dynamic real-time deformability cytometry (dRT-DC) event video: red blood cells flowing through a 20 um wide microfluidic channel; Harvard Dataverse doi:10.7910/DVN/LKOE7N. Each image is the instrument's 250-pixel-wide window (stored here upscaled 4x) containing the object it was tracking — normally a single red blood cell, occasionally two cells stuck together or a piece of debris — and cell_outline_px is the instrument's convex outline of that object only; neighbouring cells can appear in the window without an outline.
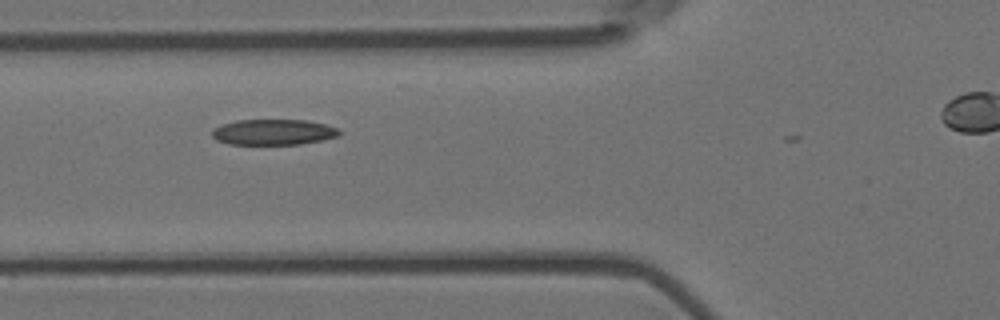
{"species": "Egyptian fruit bat (a non-hibernating species)", "species_latin": "Rousettus aegyptiacus", "temperature_condition": "room temperature", "stored_images_in_passage": 14, "camera_frame_rate_fps": 3000, "um_per_image_px": 0.085, "animal": {"sex": "female"}, "frame": {"image": 1, "passage_image": 3, "time_ms": 0.667, "image_size_px": [1000, 320], "cell_outline_px": [[340, 136], [300, 144], [228, 144], [216, 140], [212, 136], [212, 128], [236, 120], [308, 120], [324, 124], [336, 128], [340, 132]], "centroid_in_image_um": [23.21, 11.23], "position_along_channel_um": 102.6, "area_um2": 18.96}}
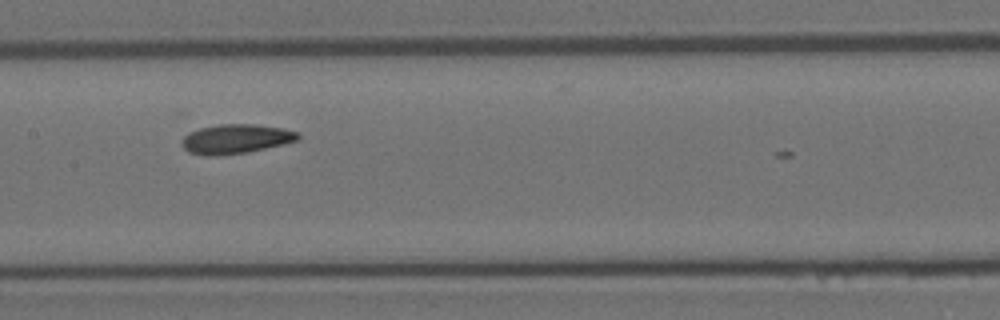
{"frame": {"image": 2, "passage_image": 5, "time_ms": 1.333, "image_size_px": [1000, 320], "cell_outline_px": [[300, 140], [284, 144], [248, 152], [216, 156], [212, 156], [188, 152], [180, 144], [184, 136], [200, 128], [220, 124], [256, 124], [284, 128], [300, 132]], "centroid_in_image_um": [20.1, 11.8], "position_along_channel_um": 187.3, "area_um2": 20.0}}
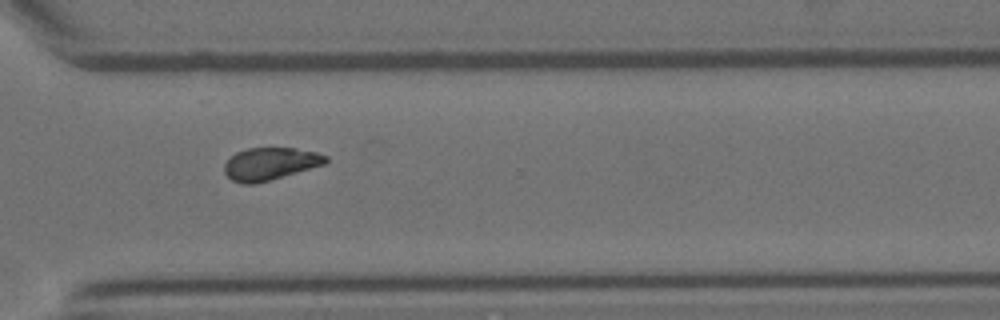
{"frame": {"image": 3, "passage_image": 10, "time_ms": 3.0, "image_size_px": [1000, 320], "cell_outline_px": [[328, 160], [324, 164], [256, 184], [240, 184], [232, 180], [224, 172], [224, 164], [236, 152], [248, 148], [296, 148], [316, 152], [328, 156]], "centroid_in_image_um": [22.94, 13.92], "position_along_channel_um": 347.7, "area_um2": 19.07}}